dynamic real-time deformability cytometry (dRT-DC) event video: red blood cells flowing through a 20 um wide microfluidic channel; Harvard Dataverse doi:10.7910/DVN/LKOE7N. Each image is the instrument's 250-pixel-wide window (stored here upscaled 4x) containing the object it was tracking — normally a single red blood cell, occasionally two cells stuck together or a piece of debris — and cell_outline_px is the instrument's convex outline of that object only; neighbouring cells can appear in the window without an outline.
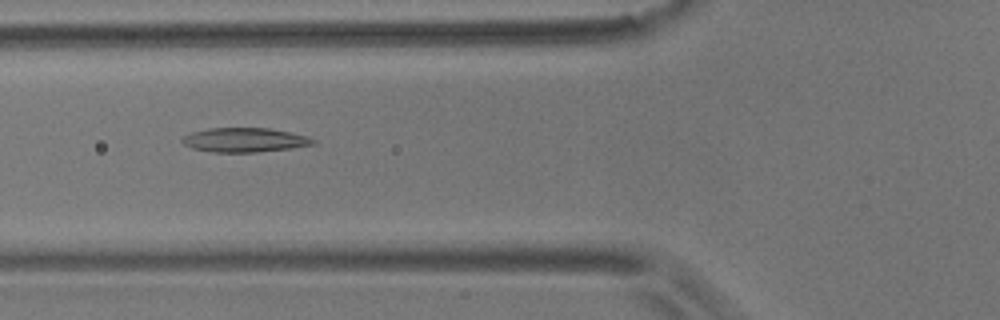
{"species": "common noctule bat (a hibernating species)", "species_latin": "Nyctalus noctula", "temperature_condition": "room temperature", "stored_images_in_passage": 6, "camera_frame_rate_fps": 3000, "um_per_image_px": 0.085, "animal": {"sex": "male", "body_mass_g": 17.9}, "frame": {"image": 1, "passage_image": 3, "time_ms": 0.667, "image_size_px": [1000, 320], "cell_outline_px": [[316, 144], [292, 148], [256, 152], [212, 152], [192, 148], [184, 144], [180, 140], [184, 136], [192, 132], [208, 128], [268, 128], [308, 136], [316, 140]], "centroid_in_image_um": [20.8, 11.9], "position_along_channel_um": 105.0, "area_um2": 18.5}}
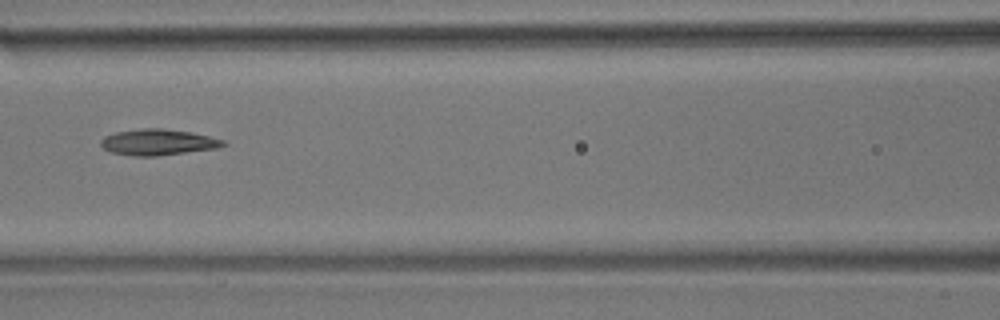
{"frame": {"image": 2, "passage_image": 4, "time_ms": 1.0, "image_size_px": [1000, 320], "cell_outline_px": [[228, 144], [216, 148], [156, 156], [132, 156], [112, 152], [104, 148], [100, 144], [100, 140], [104, 136], [116, 132], [140, 128], [160, 128], [192, 132], [224, 140]], "centroid_in_image_um": [13.41, 12.08], "position_along_channel_um": 153.2, "area_um2": 18.5}}
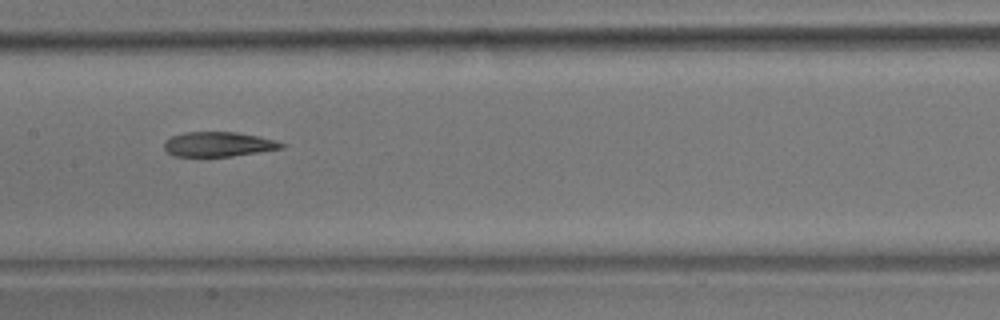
{"frame": {"image": 3, "passage_image": 5, "time_ms": 1.333, "image_size_px": [1000, 320], "cell_outline_px": [[284, 148], [232, 156], [172, 156], [164, 148], [164, 144], [172, 136], [184, 132], [236, 132], [276, 140], [284, 144]], "centroid_in_image_um": [18.56, 12.26], "position_along_channel_um": 188.8, "area_um2": 16.7}}